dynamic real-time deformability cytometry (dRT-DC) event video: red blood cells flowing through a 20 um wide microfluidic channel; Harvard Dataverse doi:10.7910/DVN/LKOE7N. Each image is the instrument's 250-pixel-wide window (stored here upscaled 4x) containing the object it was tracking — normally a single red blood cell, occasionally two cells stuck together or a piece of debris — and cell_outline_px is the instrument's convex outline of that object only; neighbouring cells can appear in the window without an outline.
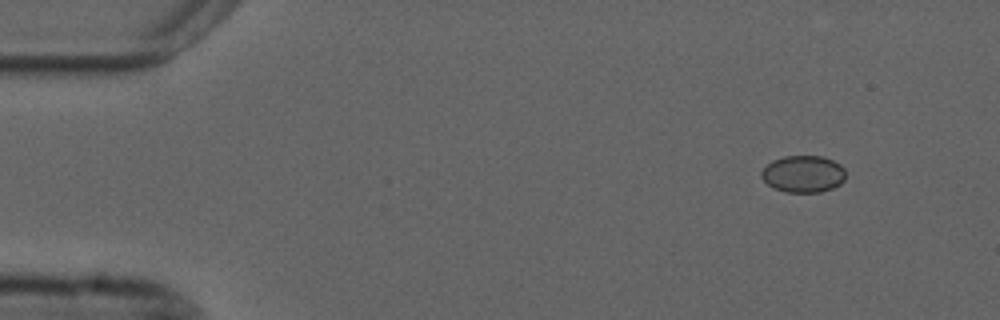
{"species": "common noctule bat (a hibernating species)", "species_latin": "Nyctalus noctula", "temperature_condition": "cold", "stored_images_in_passage": 51, "camera_frame_rate_fps": 3000, "um_per_image_px": 0.085, "animal": {"sex": "male", "forearm_length_mm": 52.5}, "frame": {"image": 1, "passage_image": 1, "time_ms": 0.0, "image_size_px": [1000, 320], "cell_outline_px": [[844, 180], [840, 184], [832, 188], [820, 192], [784, 192], [768, 184], [760, 176], [760, 172], [772, 160], [784, 156], [820, 156], [832, 160], [840, 164], [844, 168]], "centroid_in_image_um": [68.27, 14.78], "position_along_channel_um": 16.7, "area_um2": 18.03}}
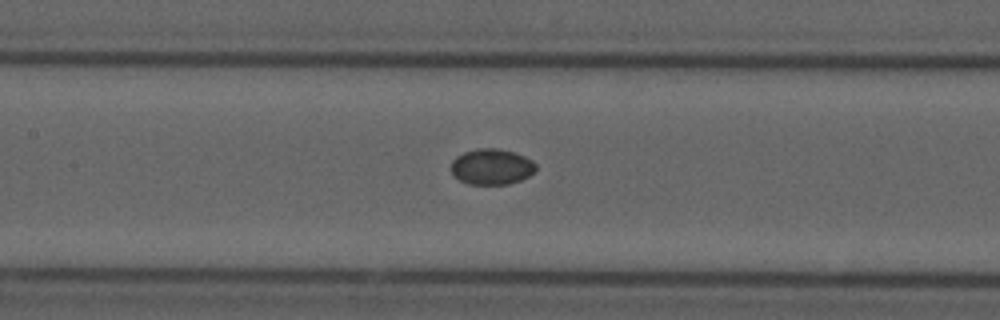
{"frame": {"image": 2, "passage_image": 21, "time_ms": 6.667, "image_size_px": [1000, 320], "cell_outline_px": [[536, 168], [528, 176], [520, 180], [508, 184], [468, 184], [460, 180], [452, 172], [452, 160], [456, 156], [464, 152], [476, 148], [496, 148], [516, 152], [532, 160], [536, 164]], "centroid_in_image_um": [41.79, 14.15], "position_along_channel_um": 165.6, "area_um2": 17.63}}
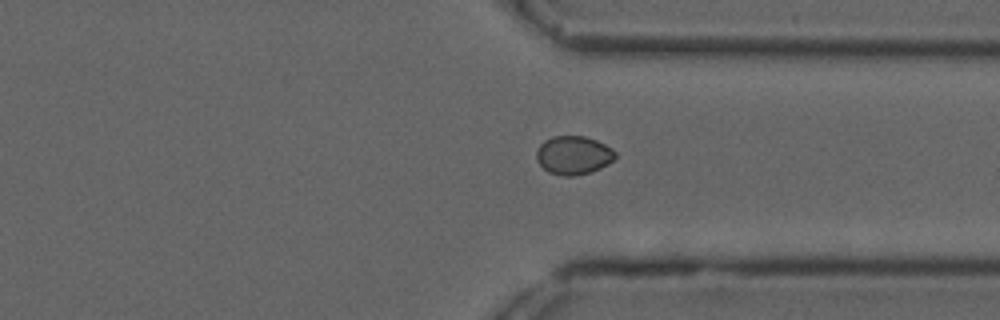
{"frame": {"image": 3, "passage_image": 37, "time_ms": 12.0, "image_size_px": [1000, 320], "cell_outline_px": [[616, 156], [608, 164], [592, 172], [572, 176], [564, 176], [548, 172], [536, 160], [536, 152], [540, 144], [544, 140], [552, 136], [584, 136], [596, 140], [612, 148], [616, 152]], "centroid_in_image_um": [48.74, 13.19], "position_along_channel_um": 362.7, "area_um2": 17.74}}